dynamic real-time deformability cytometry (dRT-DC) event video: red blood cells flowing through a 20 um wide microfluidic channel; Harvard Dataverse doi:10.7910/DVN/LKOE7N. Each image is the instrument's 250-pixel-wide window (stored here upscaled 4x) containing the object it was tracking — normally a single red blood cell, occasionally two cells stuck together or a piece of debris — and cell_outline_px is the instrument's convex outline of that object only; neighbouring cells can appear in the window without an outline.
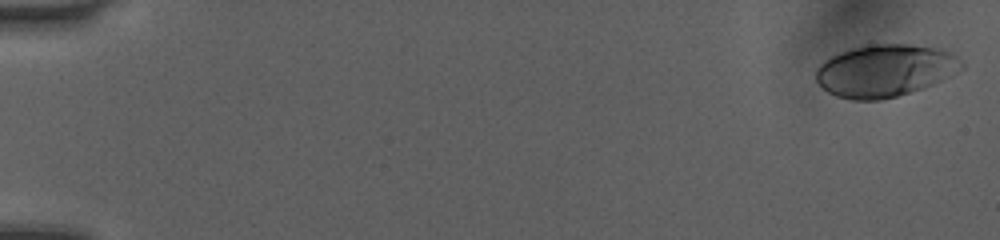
{"species": "human", "species_latin": "Homo sapiens", "temperature_condition": "room temperature", "stored_images_in_passage": 9, "camera_frame_rate_fps": 3000, "um_per_image_px": 0.085, "donor": {"sex": "female"}, "frame": {"image": 1, "passage_image": 1, "time_ms": 0.0, "image_size_px": [1000, 240], "cell_outline_px": [[964, 68], [960, 72], [924, 88], [896, 96], [880, 100], [852, 100], [836, 96], [828, 92], [816, 80], [816, 68], [824, 60], [840, 52], [852, 48], [872, 44], [908, 44], [940, 48], [952, 52], [964, 64]], "centroid_in_image_um": [75.26, 6.0], "position_along_channel_um": 9.7, "area_um2": 44.62}}